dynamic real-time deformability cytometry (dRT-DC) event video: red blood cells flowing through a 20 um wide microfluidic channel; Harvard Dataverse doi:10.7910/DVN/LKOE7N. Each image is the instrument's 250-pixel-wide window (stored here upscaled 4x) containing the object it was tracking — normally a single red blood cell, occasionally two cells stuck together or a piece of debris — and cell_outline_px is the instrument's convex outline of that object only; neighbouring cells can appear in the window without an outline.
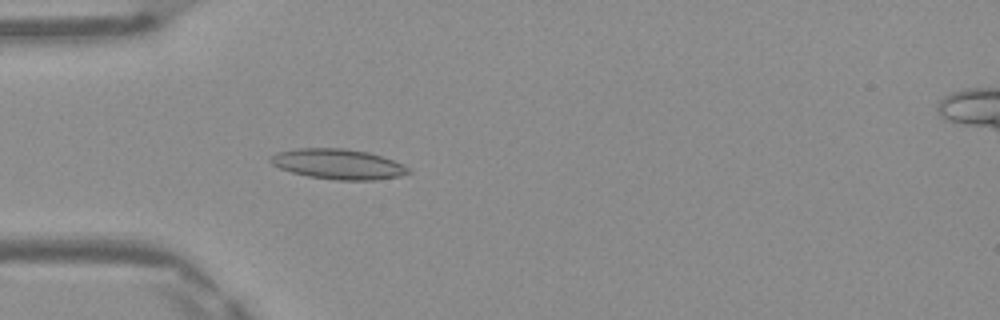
{"species": "Egyptian fruit bat (a non-hibernating species)", "species_latin": "Rousettus aegyptiacus", "temperature_condition": "warm", "stored_images_in_passage": 49, "camera_frame_rate_fps": 3000, "um_per_image_px": 0.085, "frame": {"image": 1, "passage_image": 15, "time_ms": 4.667, "image_size_px": [1000, 320], "cell_outline_px": [[412, 172], [400, 176], [376, 180], [336, 180], [308, 176], [292, 172], [280, 168], [272, 164], [268, 160], [268, 156], [276, 152], [300, 148], [344, 148], [368, 152], [404, 164], [412, 168]], "centroid_in_image_um": [28.75, 13.95], "position_along_channel_um": 56.3, "area_um2": 24.45}}
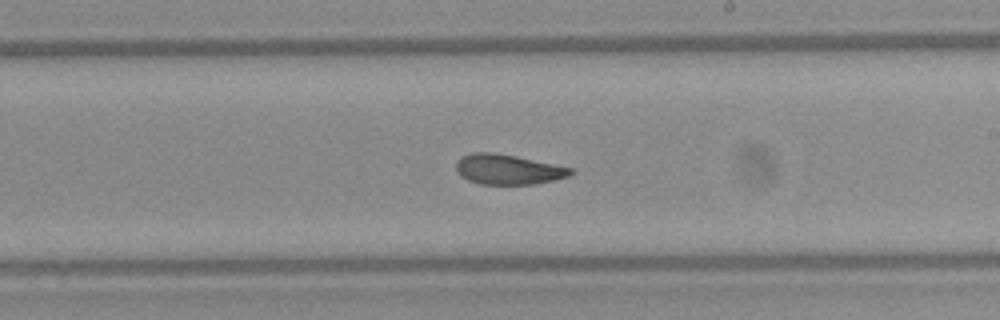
{"frame": {"image": 2, "passage_image": 29, "time_ms": 9.333, "image_size_px": [1000, 320], "cell_outline_px": [[572, 172], [568, 176], [556, 180], [532, 184], [480, 184], [468, 180], [460, 176], [456, 172], [456, 160], [460, 156], [472, 152], [496, 152], [516, 156], [572, 168]], "centroid_in_image_um": [43.11, 14.39], "position_along_channel_um": 245.9, "area_um2": 20.17}}
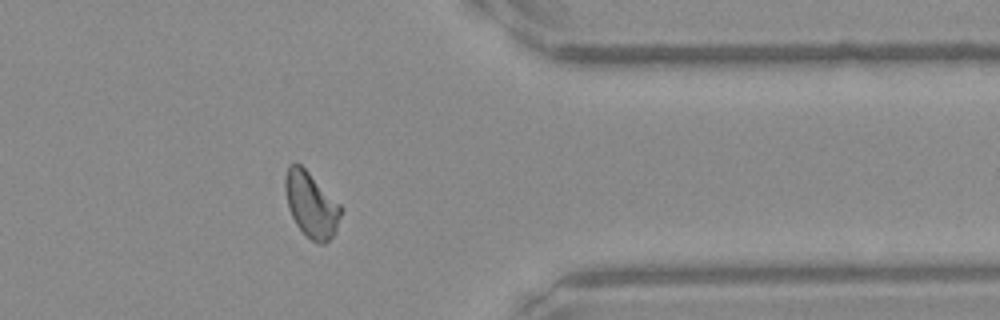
{"frame": {"image": 3, "passage_image": 40, "time_ms": 13.0, "image_size_px": [1000, 320], "cell_outline_px": [[344, 208], [336, 228], [332, 236], [324, 244], [320, 244], [312, 240], [296, 224], [288, 208], [284, 188], [284, 176], [288, 168], [296, 160]], "centroid_in_image_um": [26.44, 17.38], "position_along_channel_um": 385.0, "area_um2": 20.98}, "authors_computed_cell_mechanics": {"area_um2": 21.386, "velocity_mm_per_s": 4.1663, "shape_relaxation_time_tau1_ms": 11.2122, "shape_relaxation_time_tau2_ms": 1.7061, "deformation_change_tau1": 0.2498, "deformation_change_tau2": 0.0733}}